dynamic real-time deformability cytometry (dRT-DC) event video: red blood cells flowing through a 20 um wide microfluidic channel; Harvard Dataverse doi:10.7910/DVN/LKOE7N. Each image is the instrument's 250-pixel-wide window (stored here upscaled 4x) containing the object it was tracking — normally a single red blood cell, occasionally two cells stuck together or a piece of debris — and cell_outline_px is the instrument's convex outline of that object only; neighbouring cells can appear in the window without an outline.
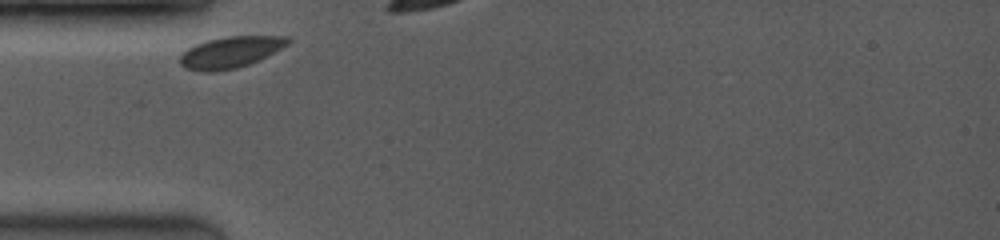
{"species": "common noctule bat (a hibernating species)", "species_latin": "Nyctalus noctula", "temperature_condition": "room temperature", "stored_images_in_passage": 30, "camera_frame_rate_fps": 3500, "um_per_image_px": 0.085, "animal": {"sex": "female", "body_mass_g": 19.0, "forearm_length_mm": 53.3}, "frame": {"image": 1, "passage_image": 1, "time_ms": 0.0, "image_size_px": [1000, 240], "cell_outline_px": [[292, 40], [288, 44], [248, 64], [236, 68], [216, 72], [200, 72], [184, 68], [180, 64], [180, 56], [188, 48], [196, 44], [208, 40], [228, 36], [292, 36]], "centroid_in_image_um": [19.56, 4.44], "position_along_channel_um": 65.4, "area_um2": 19.54}}
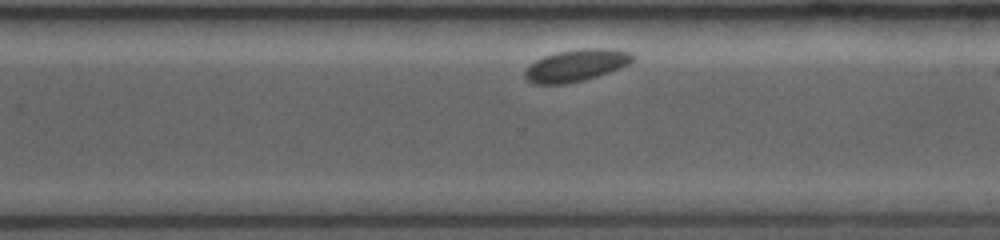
{"frame": {"image": 2, "passage_image": 20, "time_ms": 7.143, "image_size_px": [1000, 240], "cell_outline_px": [[632, 60], [628, 64], [620, 68], [584, 80], [564, 84], [532, 84], [524, 76], [524, 72], [528, 64], [544, 56], [556, 52], [580, 48], [608, 48], [628, 52], [632, 56]], "centroid_in_image_um": [48.9, 5.56], "position_along_channel_um": 321.7, "area_um2": 20.0}}
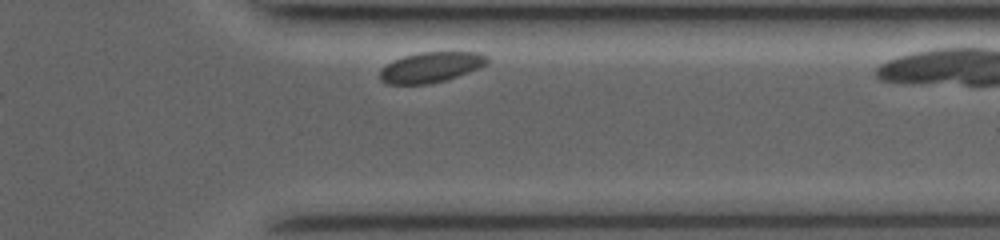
{"frame": {"image": 3, "passage_image": 26, "time_ms": 8.571, "image_size_px": [1000, 240], "cell_outline_px": [[488, 64], [468, 72], [444, 80], [428, 84], [388, 84], [380, 80], [380, 68], [404, 56], [420, 52], [480, 52], [488, 56]], "centroid_in_image_um": [36.64, 5.71], "position_along_channel_um": 374.8, "area_um2": 18.84}}